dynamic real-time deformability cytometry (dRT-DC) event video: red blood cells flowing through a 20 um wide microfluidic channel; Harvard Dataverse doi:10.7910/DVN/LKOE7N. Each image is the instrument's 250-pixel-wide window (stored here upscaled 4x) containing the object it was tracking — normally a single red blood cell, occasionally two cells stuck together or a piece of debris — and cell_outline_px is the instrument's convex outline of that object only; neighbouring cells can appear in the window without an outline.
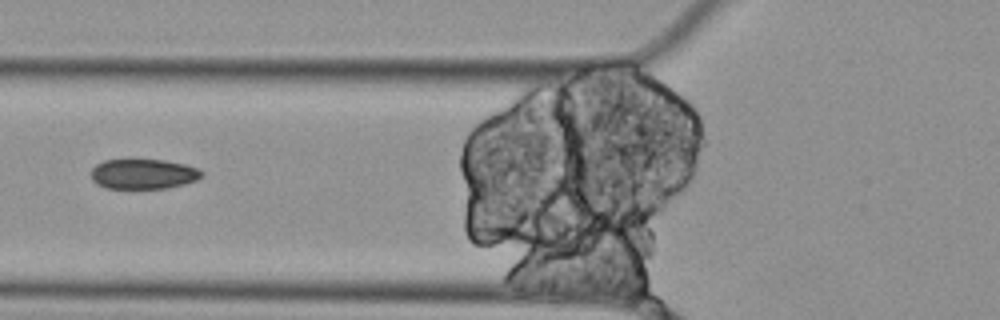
{"species": "Egyptian fruit bat (a non-hibernating species)", "species_latin": "Rousettus aegyptiacus", "temperature_condition": "cold", "stored_images_in_passage": 6, "segment_of_instrument_passage": [2, 2], "camera_frame_rate_fps": 3000, "um_per_image_px": 0.085, "animal": {"sex": "female"}, "frame": {"image": 1, "passage_image": 6, "time_ms": 1.667, "image_size_px": [1000, 320], "cell_outline_px": [[204, 176], [196, 180], [184, 184], [168, 188], [104, 188], [96, 184], [92, 180], [92, 168], [96, 164], [104, 160], [164, 160], [184, 164], [196, 168], [204, 172]], "centroid_in_image_um": [12.18, 14.79], "position_along_channel_um": 113.6, "area_um2": 19.36}}